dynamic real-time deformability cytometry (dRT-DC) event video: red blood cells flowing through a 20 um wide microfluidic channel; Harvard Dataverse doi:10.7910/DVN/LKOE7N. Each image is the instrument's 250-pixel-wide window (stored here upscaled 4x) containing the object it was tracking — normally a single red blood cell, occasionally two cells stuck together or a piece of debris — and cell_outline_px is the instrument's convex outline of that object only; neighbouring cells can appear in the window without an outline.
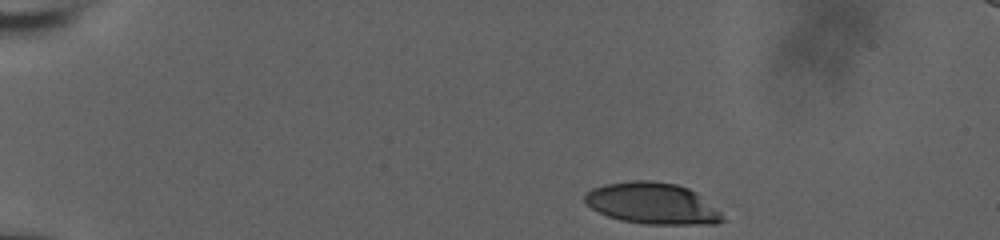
{"species": "human", "species_latin": "Homo sapiens", "temperature_condition": "room temperature", "stored_images_in_passage": 42, "camera_frame_rate_fps": 3000, "um_per_image_px": 0.085, "donor": {"sex": "male"}, "frame": {"image": 1, "passage_image": 1, "time_ms": 0.0, "image_size_px": [1000, 240], "cell_outline_px": [[724, 220], [716, 224], [644, 224], [620, 220], [608, 216], [592, 208], [584, 200], [584, 192], [592, 188], [604, 184], [632, 180], [652, 180], [676, 184], [688, 188], [696, 192], [720, 212]], "centroid_in_image_um": [55.42, 17.28], "position_along_channel_um": 29.6, "area_um2": 33.18}}
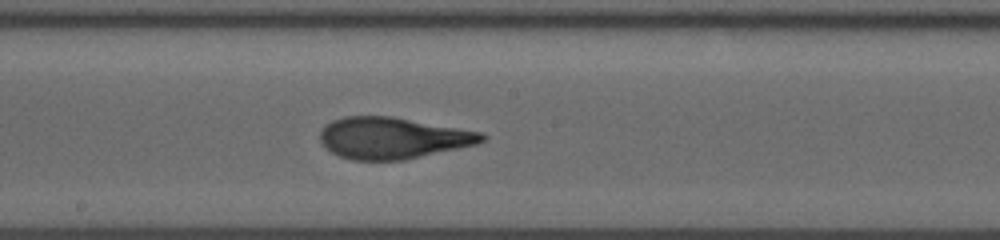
{"frame": {"image": 2, "passage_image": 24, "time_ms": 7.667, "image_size_px": [1000, 240], "cell_outline_px": [[488, 136], [484, 140], [476, 144], [404, 160], [352, 160], [340, 156], [332, 152], [320, 140], [320, 128], [324, 124], [332, 120], [344, 116], [392, 116], [480, 132]], "centroid_in_image_um": [33.33, 11.72], "position_along_channel_um": 214.9, "area_um2": 38.9}}
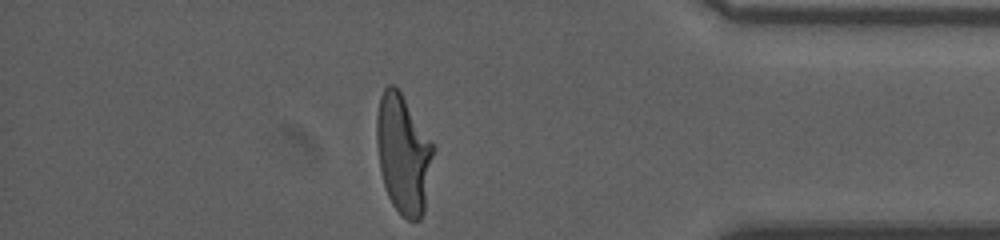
{"frame": {"image": 3, "passage_image": 41, "time_ms": 13.333, "image_size_px": [1000, 240], "cell_outline_px": [[436, 148], [424, 212], [420, 220], [408, 220], [392, 204], [388, 196], [380, 172], [376, 144], [376, 116], [380, 96], [384, 88], [388, 84], [392, 84], [400, 92]], "centroid_in_image_um": [34.28, 13.1], "position_along_channel_um": 400.9, "area_um2": 39.48}, "authors_computed_cell_mechanics": {"area_um2": 38.5815, "velocity_mm_per_s": 3.7237, "shape_relaxation_time_tau1_ms": 6.3691, "shape_relaxation_time_tau2_ms": 0.9218, "deformation_change_tau1": 0.242, "deformation_change_tau2": 0.0813}}